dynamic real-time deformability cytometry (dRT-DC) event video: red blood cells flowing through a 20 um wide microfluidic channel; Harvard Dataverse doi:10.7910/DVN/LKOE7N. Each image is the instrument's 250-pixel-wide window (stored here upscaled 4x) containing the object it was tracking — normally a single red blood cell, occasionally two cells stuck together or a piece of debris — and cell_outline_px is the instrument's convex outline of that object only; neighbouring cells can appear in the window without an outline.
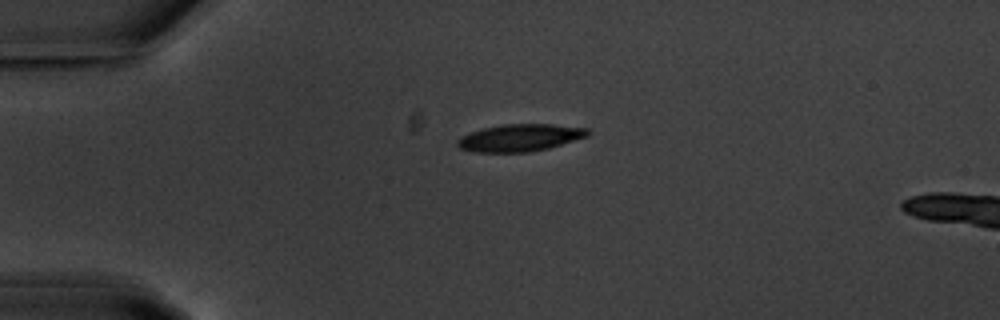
{"species": "common noctule bat (a hibernating species)", "species_latin": "Nyctalus noctula", "temperature_condition": "warm", "stored_images_in_passage": 43, "camera_frame_rate_fps": 3000, "um_per_image_px": 0.085, "animal": {"sex": "male", "body_mass_g": 20.1, "forearm_length_mm": 53.5}, "frame": {"image": 1, "passage_image": 1, "time_ms": 0.0, "image_size_px": [1000, 320], "cell_outline_px": [[588, 136], [548, 148], [528, 152], [472, 152], [460, 148], [456, 144], [456, 140], [460, 136], [484, 128], [504, 124], [552, 124], [588, 128]], "centroid_in_image_um": [44.16, 11.71], "position_along_channel_um": 40.8, "area_um2": 20.58}}
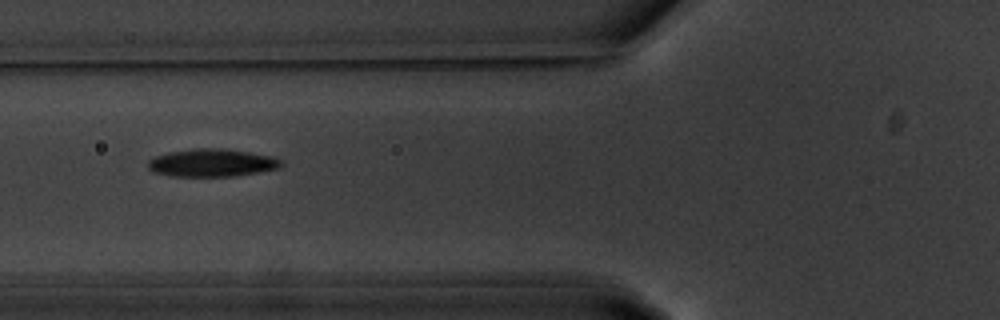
{"frame": {"image": 2, "passage_image": 9, "time_ms": 2.667, "image_size_px": [1000, 320], "cell_outline_px": [[284, 164], [280, 168], [260, 172], [236, 176], [172, 176], [152, 172], [148, 168], [148, 160], [156, 156], [168, 152], [192, 148], [220, 148], [248, 152], [272, 156], [280, 160]], "centroid_in_image_um": [18.01, 13.84], "position_along_channel_um": 107.8, "area_um2": 21.68}}
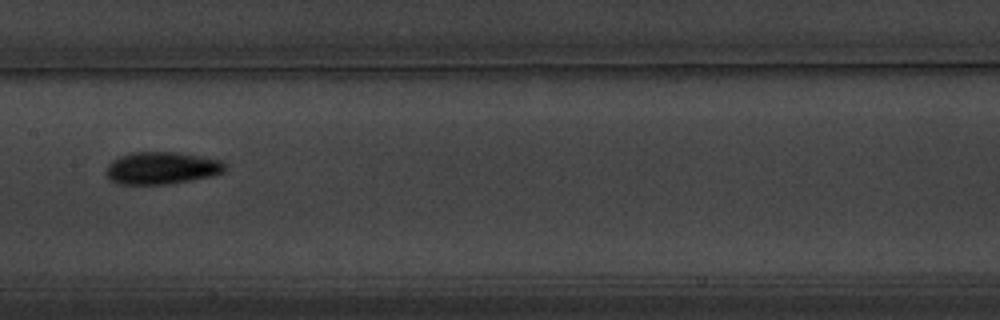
{"frame": {"image": 3, "passage_image": 16, "time_ms": 5.0, "image_size_px": [1000, 320], "cell_outline_px": [[228, 168], [224, 172], [212, 176], [192, 180], [168, 184], [120, 184], [112, 180], [108, 176], [108, 164], [112, 160], [120, 156], [132, 152], [176, 152], [200, 156], [220, 160]], "centroid_in_image_um": [13.79, 14.28], "position_along_channel_um": 193.6, "area_um2": 22.25}, "authors_computed_cell_mechanics": {"area_um2": 21.097, "velocity_mm_per_s": 3.6613, "shape_relaxation_time_tau1_ms": 2.7569, "shape_relaxation_time_tau2_ms": 5.2568, "deformation_change_tau1": 0.1498, "deformation_change_tau2": 0.095}}